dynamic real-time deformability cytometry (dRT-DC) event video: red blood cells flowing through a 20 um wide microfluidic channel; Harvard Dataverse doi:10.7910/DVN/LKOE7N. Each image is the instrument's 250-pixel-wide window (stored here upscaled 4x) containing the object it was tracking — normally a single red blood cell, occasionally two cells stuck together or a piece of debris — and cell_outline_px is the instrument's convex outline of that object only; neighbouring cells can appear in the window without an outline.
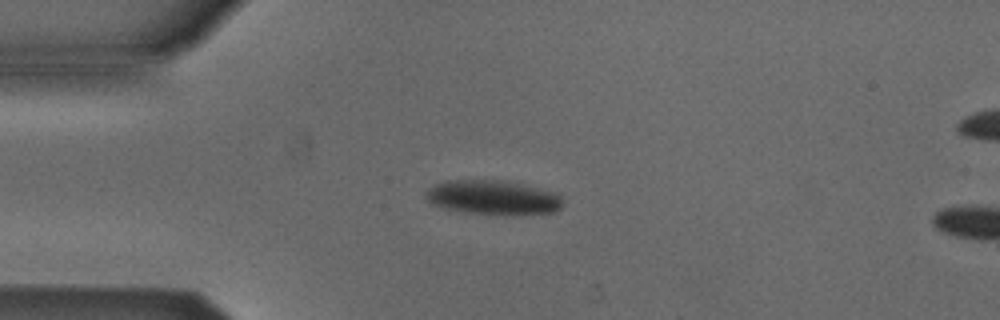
{"species": "Egyptian fruit bat (a non-hibernating species)", "species_latin": "Rousettus aegyptiacus", "temperature_condition": "cold", "stored_images_in_passage": 4, "camera_frame_rate_fps": 3000, "um_per_image_px": 0.085, "animal": {"sex": "male"}, "frame": {"image": 1, "passage_image": 3, "time_ms": 0.667, "image_size_px": [1000, 320], "cell_outline_px": [[564, 200], [560, 208], [556, 212], [520, 216], [504, 216], [464, 212], [444, 208], [432, 204], [424, 200], [424, 192], [428, 188], [444, 180], [500, 180], [520, 184], [556, 192]], "centroid_in_image_um": [41.9, 16.82], "position_along_channel_um": 43.1, "area_um2": 28.21}}